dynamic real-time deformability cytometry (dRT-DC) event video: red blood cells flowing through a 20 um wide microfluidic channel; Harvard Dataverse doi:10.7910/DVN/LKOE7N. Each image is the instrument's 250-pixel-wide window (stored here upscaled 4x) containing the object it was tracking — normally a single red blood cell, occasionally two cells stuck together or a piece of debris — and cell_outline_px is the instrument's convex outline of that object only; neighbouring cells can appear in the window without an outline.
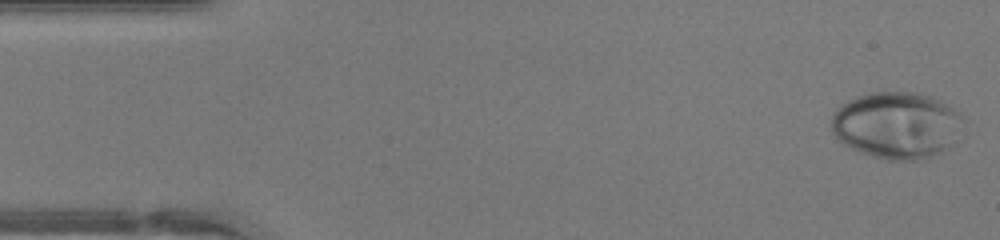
{"species": "human", "species_latin": "Homo sapiens", "temperature_condition": "warm", "stored_images_in_passage": 45, "camera_frame_rate_fps": 3000, "um_per_image_px": 0.085, "donor": {"sex": "female"}, "frame": {"image": 1, "passage_image": 1, "time_ms": 0.0, "image_size_px": [1000, 240], "cell_outline_px": [[968, 120], [956, 140], [948, 148], [932, 156], [916, 160], [888, 160], [872, 156], [860, 152], [836, 140], [832, 132], [832, 116], [836, 108], [840, 104], [848, 100], [872, 92], [916, 92], [932, 96], [940, 100], [960, 112]], "centroid_in_image_um": [76.27, 10.64], "position_along_channel_um": 8.7, "area_um2": 52.02}}
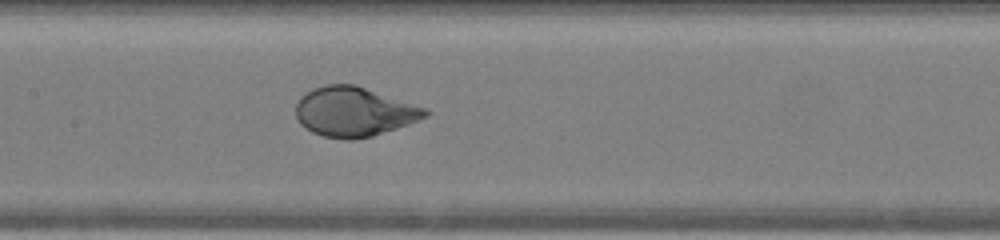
{"frame": {"image": 2, "passage_image": 21, "time_ms": 6.667, "image_size_px": [1000, 240], "cell_outline_px": [[432, 112], [428, 116], [408, 124], [372, 136], [352, 140], [344, 140], [324, 136], [312, 132], [300, 124], [296, 120], [296, 104], [300, 96], [312, 88], [324, 84], [356, 84], [424, 108]], "centroid_in_image_um": [30.05, 9.49], "position_along_channel_um": 177.4, "area_um2": 37.4}}
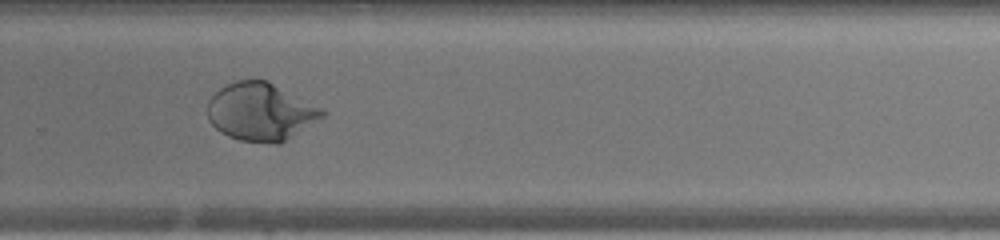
{"frame": {"image": 3, "passage_image": 30, "time_ms": 9.667, "image_size_px": [1000, 240], "cell_outline_px": [[324, 116], [280, 144], [272, 144], [240, 140], [228, 136], [220, 132], [208, 120], [208, 100], [220, 88], [236, 80], [268, 80], [324, 108]], "centroid_in_image_um": [22.17, 9.5], "position_along_channel_um": 307.6, "area_um2": 38.73}, "authors_computed_cell_mechanics": {"area_um2": 42.2518, "velocity_mm_per_s": 4.359, "shape_relaxation_time_tau1_ms": 3.6377, "shape_relaxation_time_tau2_ms": null, "deformation_change_tau1": 0.1951, "deformation_change_tau2": null}}